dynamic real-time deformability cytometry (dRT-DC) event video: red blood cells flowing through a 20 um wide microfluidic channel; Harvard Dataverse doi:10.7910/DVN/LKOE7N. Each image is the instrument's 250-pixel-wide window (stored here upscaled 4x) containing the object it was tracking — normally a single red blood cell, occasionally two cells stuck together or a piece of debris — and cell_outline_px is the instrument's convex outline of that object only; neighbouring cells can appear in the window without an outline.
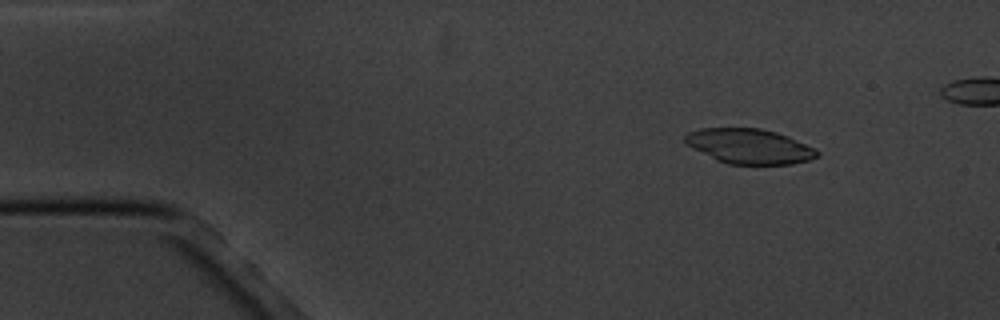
{"species": "common noctule bat (a hibernating species)", "species_latin": "Nyctalus noctula", "temperature_condition": "cold", "stored_images_in_passage": 15, "camera_frame_rate_fps": 3000, "um_per_image_px": 0.085, "animal": {"sex": "male", "body_mass_g": 20.1, "forearm_length_mm": 53.5}, "frame": {"image": 1, "passage_image": 2, "time_ms": 1.333, "image_size_px": [1000, 320], "cell_outline_px": [[820, 156], [808, 160], [792, 164], [728, 164], [716, 160], [684, 144], [684, 136], [688, 132], [700, 128], [760, 128], [776, 132], [788, 136], [816, 148], [820, 152]], "centroid_in_image_um": [63.69, 12.43], "position_along_channel_um": 21.3, "area_um2": 27.11}}
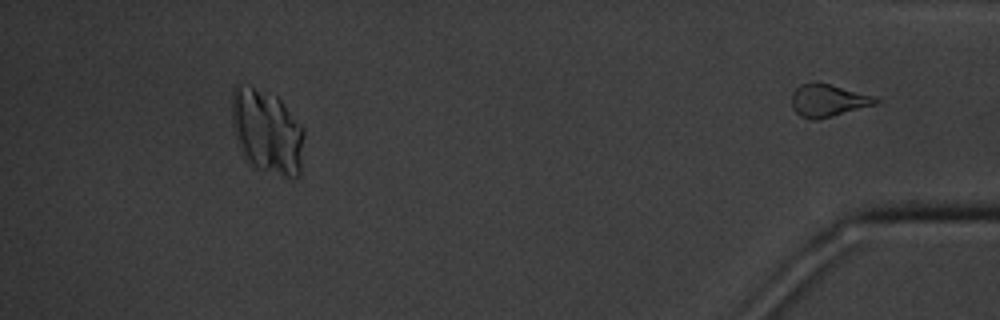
{"frame": {"image": 2, "passage_image": 15, "time_ms": 16.667, "image_size_px": [1000, 320], "cell_outline_px": [[880, 100], [876, 104], [832, 116], [816, 120], [812, 120], [800, 116], [792, 108], [792, 92], [800, 84], [828, 84], [876, 96]], "centroid_in_image_um": [70.38, 8.56], "position_along_channel_um": 364.8, "area_um2": 15.61}}